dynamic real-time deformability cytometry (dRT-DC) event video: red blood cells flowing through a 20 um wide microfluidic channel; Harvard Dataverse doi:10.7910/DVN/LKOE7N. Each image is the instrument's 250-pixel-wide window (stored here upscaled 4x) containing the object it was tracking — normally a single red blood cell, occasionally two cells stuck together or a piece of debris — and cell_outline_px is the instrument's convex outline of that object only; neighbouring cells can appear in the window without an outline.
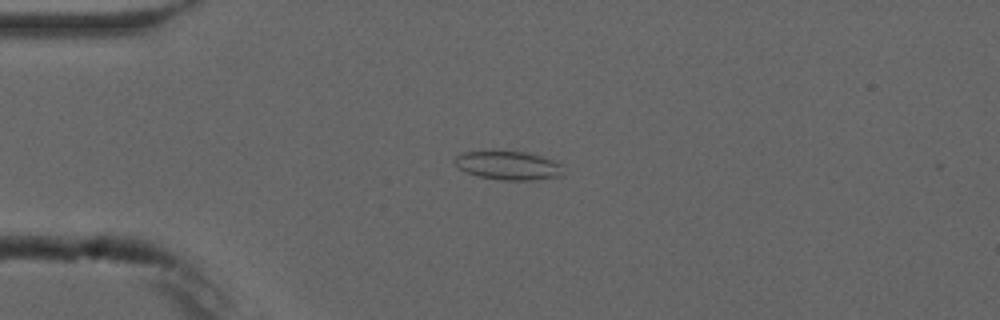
{"species": "common noctule bat (a hibernating species)", "species_latin": "Nyctalus noctula", "temperature_condition": "cold", "stored_images_in_passage": 4, "camera_frame_rate_fps": 3000, "um_per_image_px": 0.085, "animal": {"sex": "male", "forearm_length_mm": 52.5}, "frame": {"image": 1, "passage_image": 3, "time_ms": 3.333, "image_size_px": [1000, 320], "cell_outline_px": [[564, 176], [536, 180], [504, 180], [480, 176], [464, 172], [452, 160], [456, 156], [464, 152], [492, 148], [524, 152], [540, 156], [552, 160], [560, 164]], "centroid_in_image_um": [43.16, 14.02], "position_along_channel_um": 41.8, "area_um2": 18.73}}